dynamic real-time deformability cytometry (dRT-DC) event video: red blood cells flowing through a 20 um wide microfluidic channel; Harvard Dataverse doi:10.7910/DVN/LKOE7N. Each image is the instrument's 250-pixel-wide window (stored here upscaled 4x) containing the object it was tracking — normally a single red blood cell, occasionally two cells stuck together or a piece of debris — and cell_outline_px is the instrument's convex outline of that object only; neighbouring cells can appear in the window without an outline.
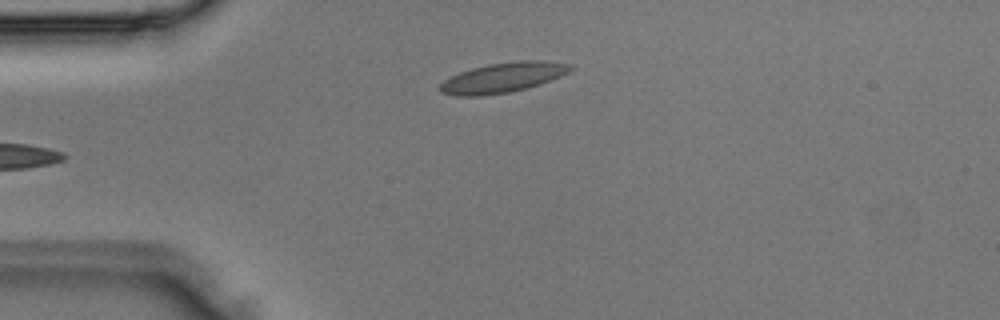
{"species": "Egyptian fruit bat (a non-hibernating species)", "species_latin": "Rousettus aegyptiacus", "temperature_condition": "room temperature", "stored_images_in_passage": 3, "camera_frame_rate_fps": 3000, "um_per_image_px": 0.085, "animal": {"sex": "male"}, "frame": {"image": 1, "passage_image": 3, "time_ms": 0.667, "image_size_px": [1000, 320], "cell_outline_px": [[572, 68], [568, 72], [560, 76], [540, 84], [508, 92], [480, 96], [456, 96], [440, 92], [436, 88], [444, 80], [460, 72], [472, 68], [488, 64], [520, 60], [544, 60], [572, 64]], "centroid_in_image_um": [42.72, 6.59], "position_along_channel_um": 42.3, "area_um2": 22.72}}